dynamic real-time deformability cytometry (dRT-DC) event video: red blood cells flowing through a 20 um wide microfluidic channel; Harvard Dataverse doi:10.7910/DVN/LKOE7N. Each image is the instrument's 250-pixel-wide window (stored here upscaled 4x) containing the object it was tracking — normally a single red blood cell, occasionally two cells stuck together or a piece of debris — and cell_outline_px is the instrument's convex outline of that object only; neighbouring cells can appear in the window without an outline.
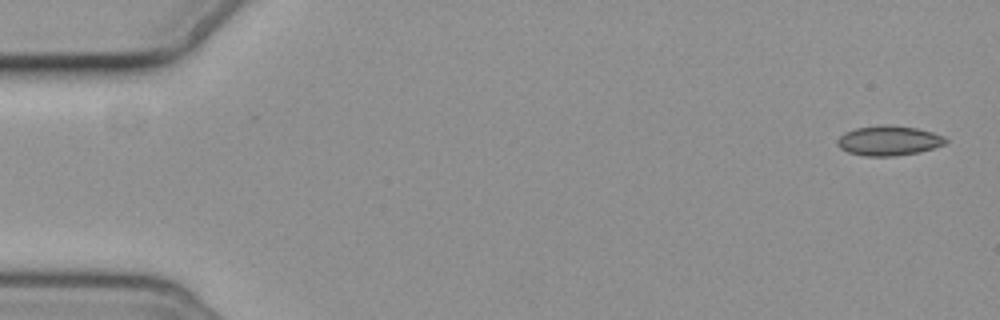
{"species": "common noctule bat (a hibernating species)", "species_latin": "Nyctalus noctula", "temperature_condition": "cold", "stored_images_in_passage": 5, "camera_frame_rate_fps": 3000, "um_per_image_px": 0.085, "animal": {"sex": "female", "body_mass_g": 19.3, "forearm_length_mm": 54.1}, "frame": {"image": 1, "passage_image": 1, "time_ms": 0.0, "image_size_px": [1000, 320], "cell_outline_px": [[948, 144], [920, 152], [896, 156], [864, 156], [848, 152], [840, 148], [836, 144], [836, 140], [844, 132], [856, 128], [880, 124], [884, 124], [916, 128], [932, 132], [944, 136], [948, 140]], "centroid_in_image_um": [75.55, 11.96], "position_along_channel_um": 9.4, "area_um2": 19.07}}
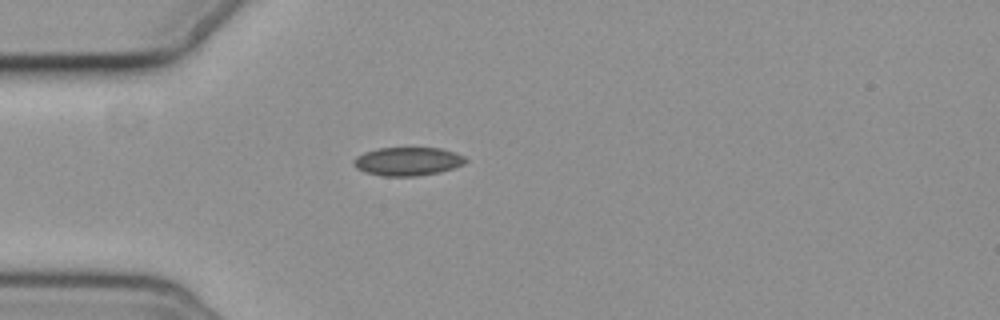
{"frame": {"image": 2, "passage_image": 5, "time_ms": 4.667, "image_size_px": [1000, 320], "cell_outline_px": [[468, 160], [464, 164], [440, 172], [416, 176], [384, 176], [364, 172], [356, 168], [352, 164], [352, 160], [356, 156], [364, 152], [380, 148], [440, 148], [456, 152], [464, 156]], "centroid_in_image_um": [34.64, 13.72], "position_along_channel_um": 50.4, "area_um2": 18.67}}